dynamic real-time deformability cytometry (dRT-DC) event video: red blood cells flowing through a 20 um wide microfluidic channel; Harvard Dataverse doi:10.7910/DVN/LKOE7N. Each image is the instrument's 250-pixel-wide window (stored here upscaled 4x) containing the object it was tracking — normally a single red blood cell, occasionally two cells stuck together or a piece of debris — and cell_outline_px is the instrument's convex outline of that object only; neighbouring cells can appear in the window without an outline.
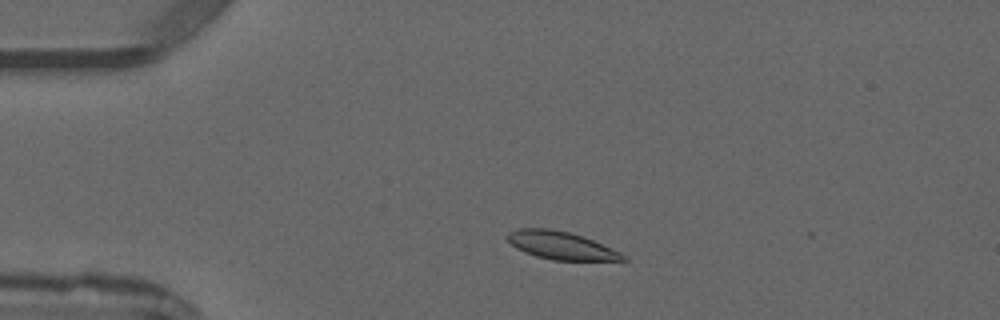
{"species": "common noctule bat (a hibernating species)", "species_latin": "Nyctalus noctula", "temperature_condition": "warm", "stored_images_in_passage": 3, "camera_frame_rate_fps": 3000, "um_per_image_px": 0.085, "animal": {"sex": "male", "forearm_length_mm": 52.5}, "frame": {"image": 1, "passage_image": 2, "time_ms": 1.333, "image_size_px": [1000, 320], "cell_outline_px": [[628, 260], [552, 260], [536, 256], [524, 252], [516, 248], [504, 236], [508, 232], [516, 228], [548, 228], [568, 232], [584, 236], [620, 252], [628, 256]], "centroid_in_image_um": [47.66, 20.85], "position_along_channel_um": 37.3, "area_um2": 18.84}}
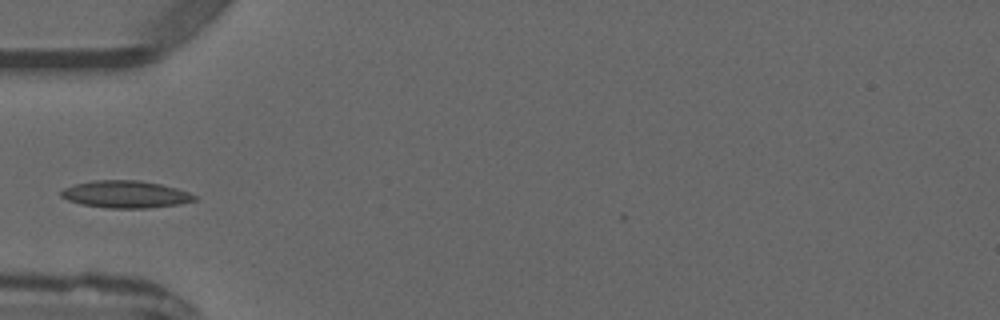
{"frame": {"image": 2, "passage_image": 3, "time_ms": 3.0, "image_size_px": [1000, 320], "cell_outline_px": [[196, 200], [180, 204], [148, 208], [108, 208], [80, 204], [68, 200], [60, 196], [60, 192], [64, 188], [72, 184], [92, 180], [140, 180], [160, 184], [176, 188], [188, 192], [196, 196]], "centroid_in_image_um": [10.64, 16.51], "position_along_channel_um": 74.4, "area_um2": 21.27}}